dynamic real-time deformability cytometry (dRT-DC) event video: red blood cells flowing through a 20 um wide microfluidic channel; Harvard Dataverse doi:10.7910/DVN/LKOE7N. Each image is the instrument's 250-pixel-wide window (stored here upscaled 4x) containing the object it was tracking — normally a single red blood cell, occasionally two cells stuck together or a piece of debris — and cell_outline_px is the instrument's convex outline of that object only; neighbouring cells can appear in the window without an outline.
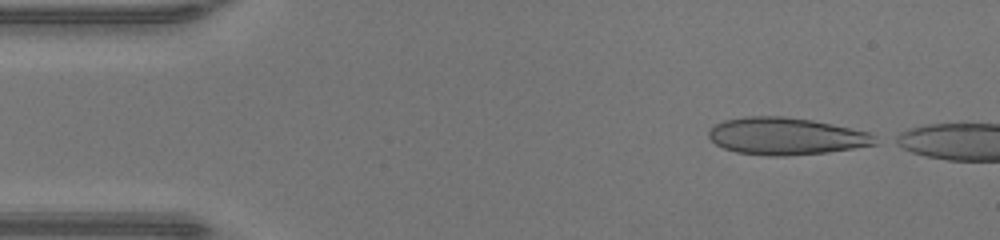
{"species": "human", "species_latin": "Homo sapiens", "temperature_condition": "warm", "stored_images_in_passage": 6, "camera_frame_rate_fps": 3000, "um_per_image_px": 0.085, "donor": {"sex": "male"}, "frame": {"image": 1, "passage_image": 1, "time_ms": 0.0, "image_size_px": [1000, 240], "cell_outline_px": [[876, 144], [828, 152], [788, 156], [768, 156], [736, 152], [724, 148], [716, 144], [708, 136], [708, 128], [724, 120], [744, 116], [784, 116], [812, 120], [832, 124], [868, 132], [872, 136]], "centroid_in_image_um": [66.73, 11.57], "position_along_channel_um": 18.3, "area_um2": 35.89}}